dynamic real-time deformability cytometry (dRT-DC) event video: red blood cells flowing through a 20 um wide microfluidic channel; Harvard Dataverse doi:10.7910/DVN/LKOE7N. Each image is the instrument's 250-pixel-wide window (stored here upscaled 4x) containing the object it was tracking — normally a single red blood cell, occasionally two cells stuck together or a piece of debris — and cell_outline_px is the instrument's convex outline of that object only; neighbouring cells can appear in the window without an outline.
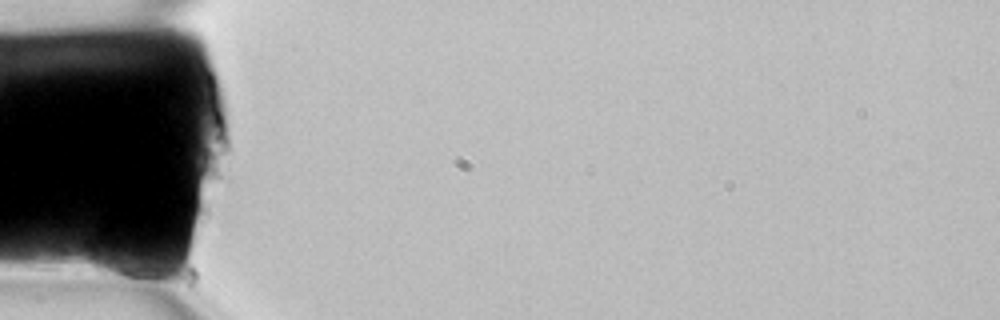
{"species": "common noctule bat (a hibernating species)", "species_latin": "Nyctalus noctula", "temperature_condition": "room temperature", "stored_images_in_passage": 3, "camera_frame_rate_fps": 3000, "um_per_image_px": 0.085, "animal": {"sex": "female", "body_mass_g": 22.7, "forearm_length_mm": 54.2}, "frame": {"image": 1, "passage_image": 1, "time_ms": 0.0, "image_size_px": [1000, 320], "cell_outline_px": [[160, 272], [156, 276], [136, 280], [112, 276], [92, 272], [88, 264], [88, 256], [92, 244], [100, 232], [140, 256], [156, 268]], "centroid_in_image_um": [10.03, 22.15], "position_along_channel_um": 75.0, "area_um2": 14.05}}